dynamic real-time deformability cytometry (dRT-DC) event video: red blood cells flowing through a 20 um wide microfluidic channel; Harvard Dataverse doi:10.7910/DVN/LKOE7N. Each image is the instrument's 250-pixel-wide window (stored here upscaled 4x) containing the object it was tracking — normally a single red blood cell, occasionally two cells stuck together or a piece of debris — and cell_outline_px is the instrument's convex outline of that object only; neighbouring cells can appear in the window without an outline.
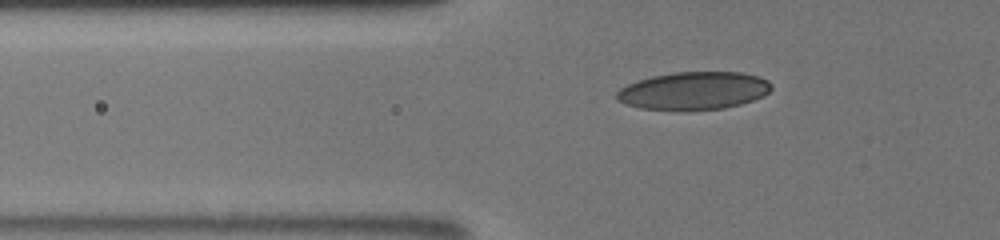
{"species": "human", "species_latin": "Homo sapiens", "temperature_condition": "room temperature", "stored_images_in_passage": 42, "camera_frame_rate_fps": 3000, "um_per_image_px": 0.085, "donor": {"sex": "male"}, "frame": {"image": 1, "passage_image": 9, "time_ms": 2.667, "image_size_px": [1000, 240], "cell_outline_px": [[772, 88], [764, 96], [740, 104], [724, 108], [640, 108], [616, 100], [616, 92], [620, 88], [636, 80], [652, 76], [676, 72], [744, 72], [760, 76], [768, 80], [772, 84]], "centroid_in_image_um": [59.01, 7.67], "position_along_channel_um": 66.8, "area_um2": 33.52}}
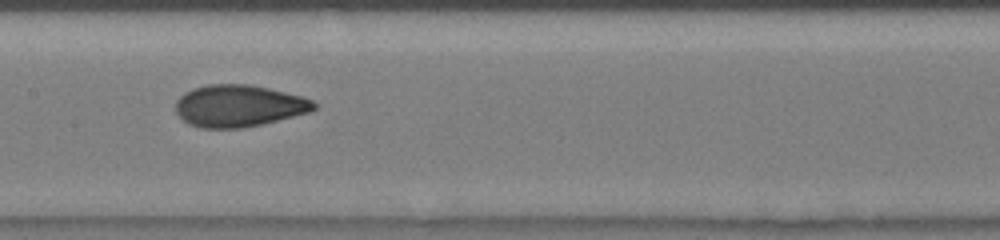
{"frame": {"image": 2, "passage_image": 19, "time_ms": 6.0, "image_size_px": [1000, 240], "cell_outline_px": [[316, 108], [308, 112], [260, 124], [240, 128], [204, 128], [188, 124], [176, 112], [176, 100], [184, 92], [192, 88], [208, 84], [248, 84], [268, 88], [300, 96], [312, 100], [316, 104]], "centroid_in_image_um": [20.25, 8.99], "position_along_channel_um": 187.2, "area_um2": 33.47}}
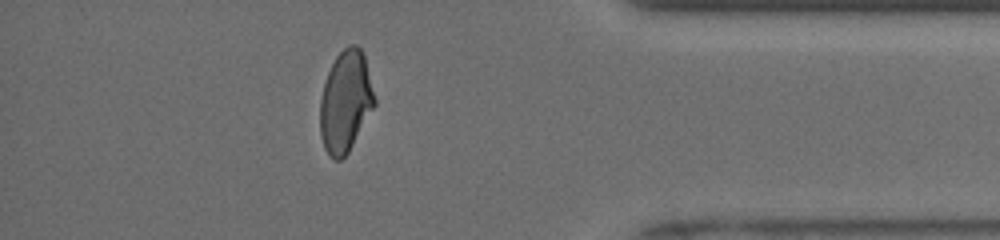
{"frame": {"image": 3, "passage_image": 37, "time_ms": 12.0, "image_size_px": [1000, 240], "cell_outline_px": [[376, 104], [348, 152], [340, 160], [332, 160], [324, 148], [320, 132], [320, 100], [324, 84], [328, 72], [336, 56], [348, 44], [356, 44], [364, 52], [376, 100]], "centroid_in_image_um": [29.38, 8.62], "position_along_channel_um": 405.8, "area_um2": 32.25}}